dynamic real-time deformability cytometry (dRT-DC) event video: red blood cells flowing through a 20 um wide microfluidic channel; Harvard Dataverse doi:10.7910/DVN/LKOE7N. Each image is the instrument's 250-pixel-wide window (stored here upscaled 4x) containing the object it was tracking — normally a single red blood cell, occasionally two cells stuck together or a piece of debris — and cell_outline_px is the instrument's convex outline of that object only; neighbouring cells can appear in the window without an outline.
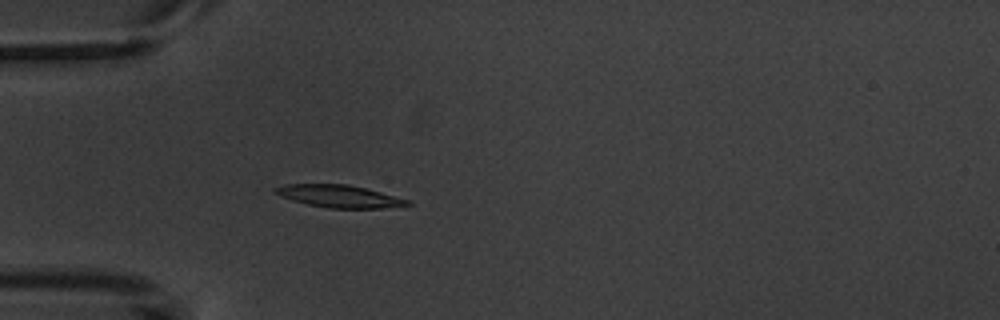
{"species": "common noctule bat (a hibernating species)", "species_latin": "Nyctalus noctula", "temperature_condition": "warm", "stored_images_in_passage": 5, "camera_frame_rate_fps": 3000, "um_per_image_px": 0.085, "animal": {"sex": "male", "body_mass_g": 20.1, "forearm_length_mm": 53.5}, "frame": {"image": 1, "passage_image": 5, "time_ms": 4.667, "image_size_px": [1000, 320], "cell_outline_px": [[412, 204], [380, 208], [328, 208], [308, 204], [292, 200], [280, 196], [272, 192], [272, 188], [284, 184], [348, 184], [380, 192], [408, 200]], "centroid_in_image_um": [28.74, 16.67], "position_along_channel_um": 56.3, "area_um2": 17.11}}